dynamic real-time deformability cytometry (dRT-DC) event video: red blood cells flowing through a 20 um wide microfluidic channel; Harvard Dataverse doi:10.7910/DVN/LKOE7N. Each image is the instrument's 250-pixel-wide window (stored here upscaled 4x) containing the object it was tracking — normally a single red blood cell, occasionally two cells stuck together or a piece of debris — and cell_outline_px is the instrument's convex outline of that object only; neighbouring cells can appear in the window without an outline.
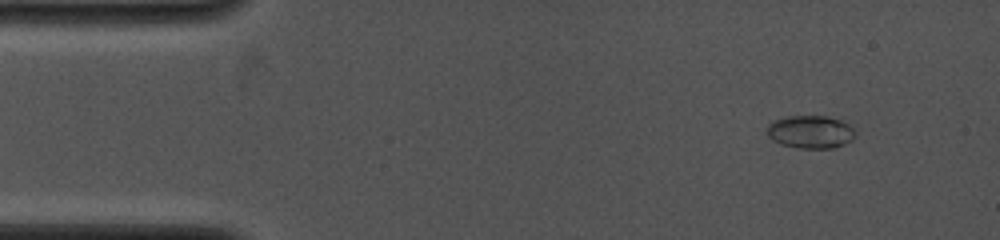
{"species": "common noctule bat (a hibernating species)", "species_latin": "Nyctalus noctula", "temperature_condition": "cold", "stored_images_in_passage": 17, "camera_frame_rate_fps": 4000, "um_per_image_px": 0.085, "animal": {"sex": "female", "body_mass_g": 19.0, "forearm_length_mm": 53.3}, "frame": {"image": 1, "passage_image": 2, "time_ms": 0.75, "image_size_px": [1000, 240], "cell_outline_px": [[856, 136], [852, 140], [844, 144], [832, 148], [800, 148], [780, 144], [772, 140], [768, 136], [768, 124], [772, 120], [788, 116], [828, 116], [840, 120], [848, 124], [856, 132]], "centroid_in_image_um": [68.89, 11.21], "position_along_channel_um": 16.1, "area_um2": 16.99}}
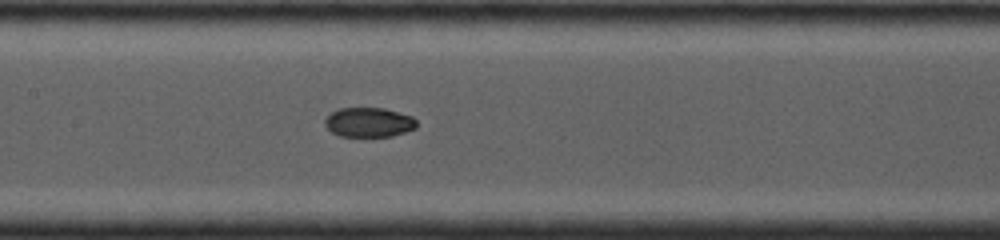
{"frame": {"image": 2, "passage_image": 11, "time_ms": 6.5, "image_size_px": [1000, 240], "cell_outline_px": [[416, 128], [392, 136], [340, 136], [332, 132], [324, 124], [324, 120], [332, 112], [340, 108], [384, 108], [412, 116], [416, 120]], "centroid_in_image_um": [31.35, 10.39], "position_along_channel_um": 176.0, "area_um2": 15.66}}
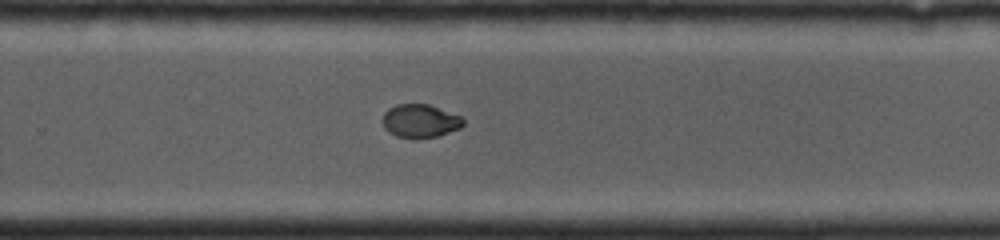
{"frame": {"image": 3, "passage_image": 17, "time_ms": 9.25, "image_size_px": [1000, 240], "cell_outline_px": [[464, 124], [460, 128], [436, 136], [396, 136], [388, 132], [384, 128], [384, 112], [388, 108], [396, 104], [428, 104], [460, 116], [464, 120]], "centroid_in_image_um": [35.7, 10.24], "position_along_channel_um": 294.1, "area_um2": 15.14}}